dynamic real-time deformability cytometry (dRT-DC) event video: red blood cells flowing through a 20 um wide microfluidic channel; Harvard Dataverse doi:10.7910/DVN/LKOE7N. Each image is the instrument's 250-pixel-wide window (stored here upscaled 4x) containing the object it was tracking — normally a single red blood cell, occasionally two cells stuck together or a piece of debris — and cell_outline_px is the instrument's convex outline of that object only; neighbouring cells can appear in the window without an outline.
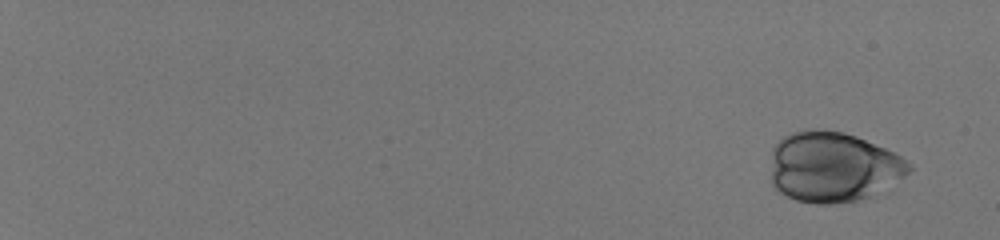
{"species": "human", "species_latin": "Homo sapiens", "temperature_condition": "room temperature", "stored_images_in_passage": 53, "camera_frame_rate_fps": 3000, "um_per_image_px": 0.085, "donor": {"sex": "male"}, "frame": {"image": 1, "passage_image": 1, "time_ms": 0.0, "image_size_px": [1000, 240], "cell_outline_px": [[912, 168], [904, 176], [868, 196], [860, 200], [832, 204], [816, 204], [796, 200], [780, 192], [772, 184], [772, 148], [784, 136], [792, 132], [812, 128], [844, 132], [856, 136], [884, 148], [900, 156], [912, 164]], "centroid_in_image_um": [70.78, 14.18], "position_along_channel_um": 14.2, "area_um2": 56.24}}
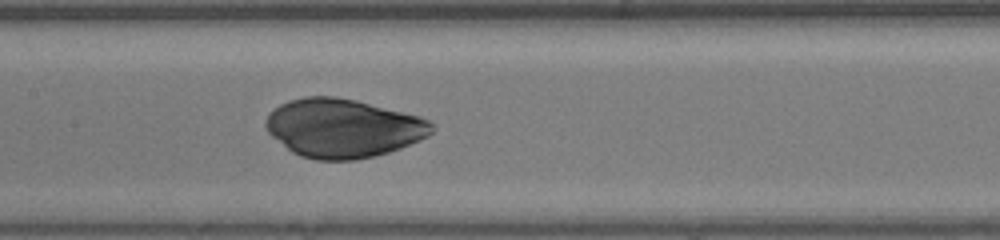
{"frame": {"image": 2, "passage_image": 31, "time_ms": 10.0, "image_size_px": [1000, 240], "cell_outline_px": [[436, 128], [428, 136], [400, 148], [388, 152], [356, 160], [316, 160], [300, 156], [292, 152], [272, 136], [268, 132], [264, 124], [264, 120], [268, 112], [280, 104], [288, 100], [304, 96], [336, 96], [356, 100], [420, 116], [428, 120]], "centroid_in_image_um": [29.12, 10.88], "position_along_channel_um": 178.3, "area_um2": 56.99}}
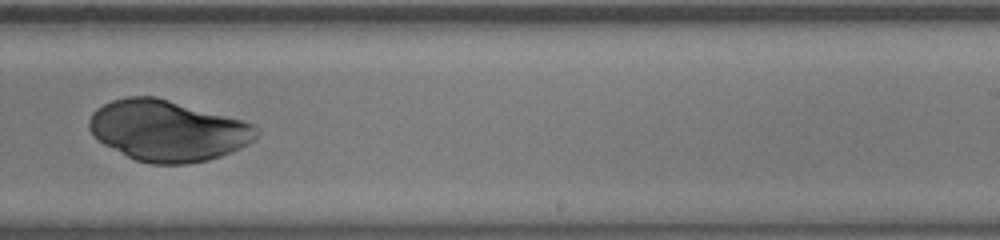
{"frame": {"image": 3, "passage_image": 38, "time_ms": 12.333, "image_size_px": [1000, 240], "cell_outline_px": [[260, 132], [248, 144], [240, 148], [220, 156], [208, 160], [188, 164], [152, 164], [136, 160], [96, 140], [92, 136], [88, 128], [88, 120], [92, 112], [96, 108], [112, 100], [128, 96], [156, 96], [244, 120], [256, 124], [260, 128]], "centroid_in_image_um": [14.25, 11.09], "position_along_channel_um": 274.7, "area_um2": 59.82}}